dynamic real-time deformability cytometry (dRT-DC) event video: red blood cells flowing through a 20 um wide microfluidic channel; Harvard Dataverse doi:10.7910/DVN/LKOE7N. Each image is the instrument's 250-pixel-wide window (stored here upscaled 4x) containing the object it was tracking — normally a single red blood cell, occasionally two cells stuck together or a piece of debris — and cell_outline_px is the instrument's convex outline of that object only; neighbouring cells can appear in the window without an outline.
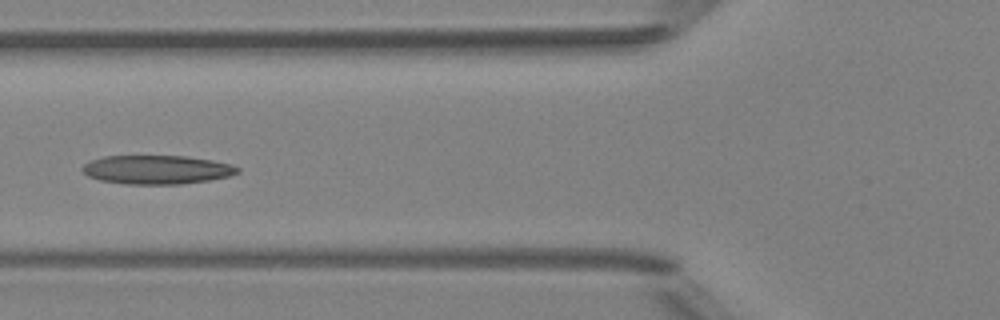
{"species": "Egyptian fruit bat (a non-hibernating species)", "species_latin": "Rousettus aegyptiacus", "temperature_condition": "room temperature", "stored_images_in_passage": 7, "camera_frame_rate_fps": 3000, "um_per_image_px": 0.085, "animal": {"sex": "female"}, "frame": {"image": 1, "passage_image": 5, "time_ms": 5.667, "image_size_px": [1000, 320], "cell_outline_px": [[240, 172], [228, 176], [208, 180], [180, 184], [128, 184], [100, 180], [88, 176], [80, 168], [84, 164], [92, 160], [104, 156], [188, 156], [212, 160], [232, 164], [240, 168]], "centroid_in_image_um": [13.34, 14.41], "position_along_channel_um": 112.5, "area_um2": 26.01}}
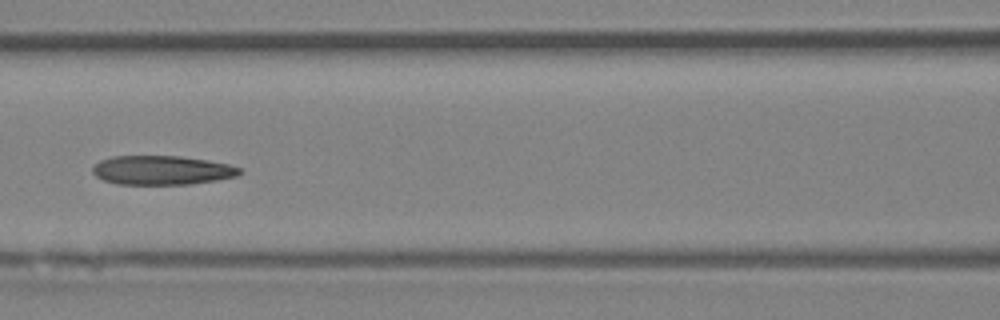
{"frame": {"image": 2, "passage_image": 6, "time_ms": 6.667, "image_size_px": [1000, 320], "cell_outline_px": [[244, 172], [236, 176], [216, 180], [192, 184], [116, 184], [104, 180], [96, 176], [92, 172], [92, 168], [100, 160], [112, 156], [180, 156], [208, 160], [228, 164], [240, 168]], "centroid_in_image_um": [13.77, 14.46], "position_along_channel_um": 152.8, "area_um2": 24.97}}
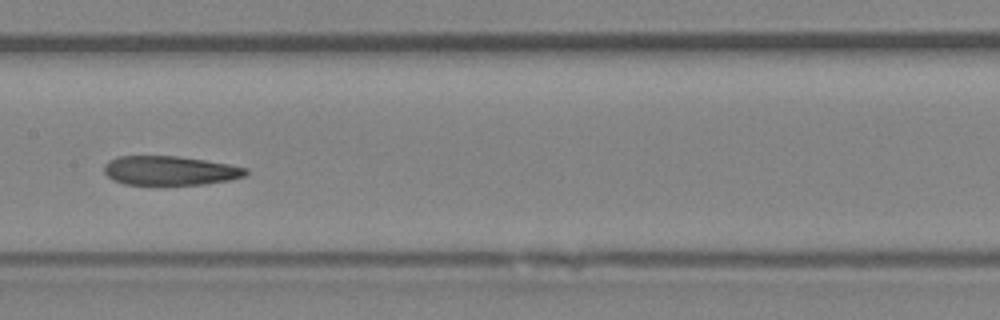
{"frame": {"image": 3, "passage_image": 7, "time_ms": 7.667, "image_size_px": [1000, 320], "cell_outline_px": [[248, 172], [244, 176], [228, 180], [204, 184], [124, 184], [112, 180], [104, 172], [104, 164], [108, 160], [120, 156], [176, 156], [204, 160], [228, 164], [248, 168]], "centroid_in_image_um": [14.41, 14.49], "position_along_channel_um": 193.0, "area_um2": 23.93}}